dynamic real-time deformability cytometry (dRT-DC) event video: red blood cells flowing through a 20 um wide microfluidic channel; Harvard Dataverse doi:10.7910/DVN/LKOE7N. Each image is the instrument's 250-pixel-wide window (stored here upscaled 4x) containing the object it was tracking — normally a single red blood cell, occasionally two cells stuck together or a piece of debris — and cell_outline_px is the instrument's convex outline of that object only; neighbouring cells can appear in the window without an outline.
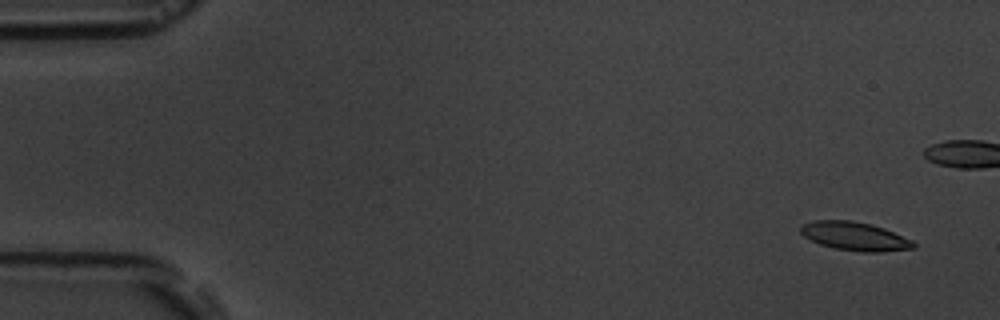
{"species": "common noctule bat (a hibernating species)", "species_latin": "Nyctalus noctula", "temperature_condition": "room temperature", "stored_images_in_passage": 6, "camera_frame_rate_fps": 3000, "um_per_image_px": 0.085, "animal": {"sex": "male", "body_mass_g": 19.5, "forearm_length_mm": 54.6}, "frame": {"image": 1, "passage_image": 2, "time_ms": 1.0, "image_size_px": [1000, 320], "cell_outline_px": [[916, 248], [880, 252], [860, 252], [836, 248], [820, 244], [804, 236], [800, 232], [800, 224], [816, 220], [852, 220], [872, 224], [884, 228], [912, 240], [916, 244]], "centroid_in_image_um": [72.67, 20.07], "position_along_channel_um": 12.3, "area_um2": 18.84}}